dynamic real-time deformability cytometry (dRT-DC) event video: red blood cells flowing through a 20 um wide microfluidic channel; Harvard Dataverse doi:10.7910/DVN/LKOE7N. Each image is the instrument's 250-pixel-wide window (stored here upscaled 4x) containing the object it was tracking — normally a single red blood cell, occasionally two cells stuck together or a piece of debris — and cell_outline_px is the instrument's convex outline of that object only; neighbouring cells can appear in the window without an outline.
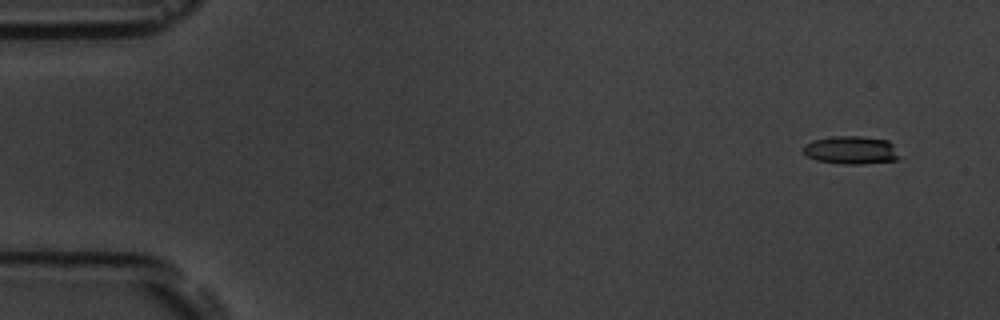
{"species": "common noctule bat (a hibernating species)", "species_latin": "Nyctalus noctula", "temperature_condition": "room temperature", "stored_images_in_passage": 10, "camera_frame_rate_fps": 3000, "um_per_image_px": 0.085, "animal": {"sex": "male", "body_mass_g": 19.5, "forearm_length_mm": 54.6}, "frame": {"image": 1, "passage_image": 4, "time_ms": 1.0, "image_size_px": [1000, 320], "cell_outline_px": [[904, 156], [896, 160], [860, 164], [840, 164], [816, 160], [808, 156], [804, 152], [804, 144], [812, 140], [832, 136], [860, 136], [888, 140]], "centroid_in_image_um": [72.39, 12.76], "position_along_channel_um": 12.6, "area_um2": 15.95}}